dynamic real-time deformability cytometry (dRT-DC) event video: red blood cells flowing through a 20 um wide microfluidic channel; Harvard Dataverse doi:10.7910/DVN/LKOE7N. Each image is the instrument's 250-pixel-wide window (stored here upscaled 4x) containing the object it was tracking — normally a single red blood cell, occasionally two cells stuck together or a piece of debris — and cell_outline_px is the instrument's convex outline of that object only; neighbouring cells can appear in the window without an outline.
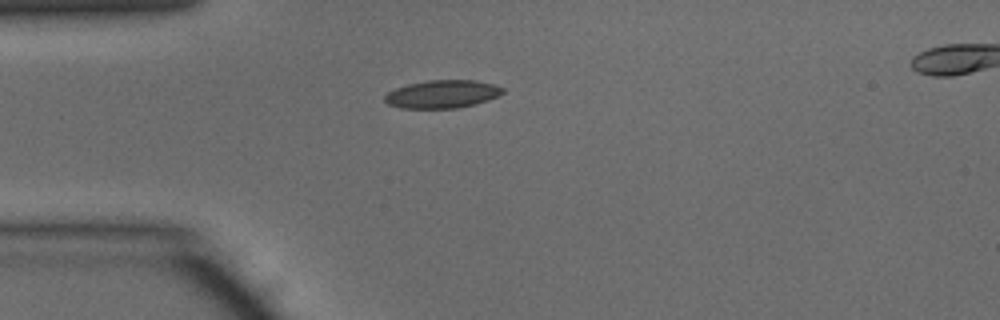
{"species": "common noctule bat (a hibernating species)", "species_latin": "Nyctalus noctula", "temperature_condition": "warm", "stored_images_in_passage": 36, "camera_frame_rate_fps": 3000, "um_per_image_px": 0.085, "animal": {"sex": "male", "body_mass_g": 15.6}, "frame": {"image": 1, "passage_image": 1, "time_ms": 0.0, "image_size_px": [1000, 320], "cell_outline_px": [[504, 92], [488, 100], [456, 108], [400, 108], [388, 104], [384, 100], [384, 96], [388, 92], [396, 88], [408, 84], [428, 80], [476, 80], [496, 84], [504, 88]], "centroid_in_image_um": [37.59, 7.99], "position_along_channel_um": 47.4, "area_um2": 19.19}}
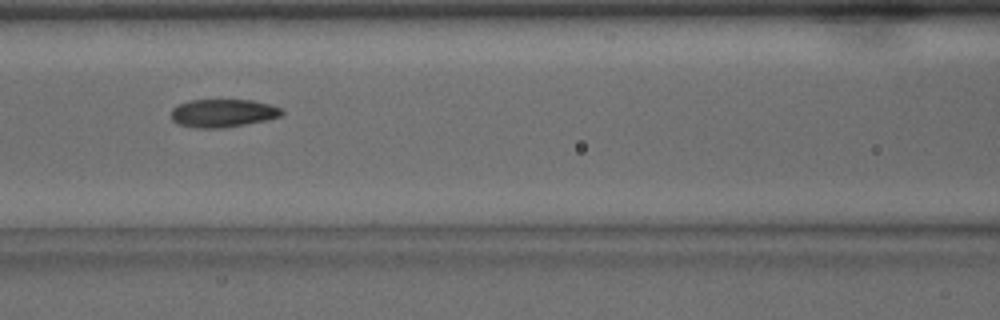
{"frame": {"image": 2, "passage_image": 9, "time_ms": 2.667, "image_size_px": [1000, 320], "cell_outline_px": [[284, 112], [280, 116], [268, 120], [220, 128], [196, 128], [176, 124], [172, 120], [172, 108], [188, 100], [252, 100], [268, 104], [280, 108]], "centroid_in_image_um": [18.92, 9.62], "position_along_channel_um": 147.7, "area_um2": 18.03}}
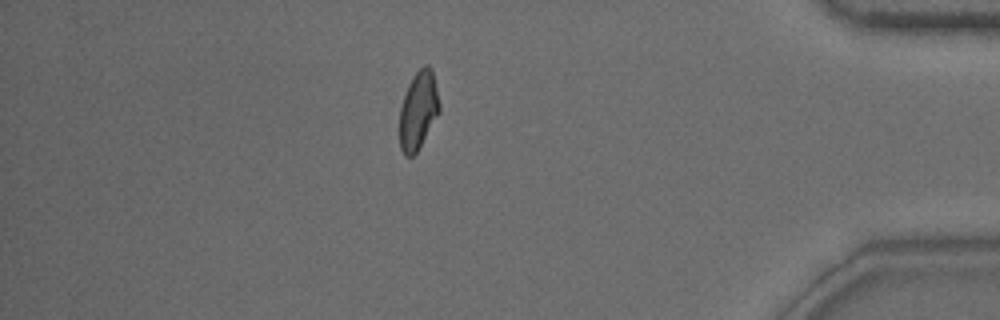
{"frame": {"image": 3, "passage_image": 30, "time_ms": 9.667, "image_size_px": [1000, 320], "cell_outline_px": [[440, 112], [416, 152], [412, 156], [404, 156], [400, 148], [400, 108], [408, 84], [412, 76], [424, 64], [428, 64], [432, 68], [440, 104]], "centroid_in_image_um": [35.56, 9.35], "position_along_channel_um": 399.6, "area_um2": 18.09}, "authors_computed_cell_mechanics": {"area_um2": 18.2937, "velocity_mm_per_s": 4.1733, "shape_relaxation_time_tau1_ms": 5.9166, "shape_relaxation_time_tau2_ms": 1.6251, "deformation_change_tau1": 0.1538, "deformation_change_tau2": 0.068}}